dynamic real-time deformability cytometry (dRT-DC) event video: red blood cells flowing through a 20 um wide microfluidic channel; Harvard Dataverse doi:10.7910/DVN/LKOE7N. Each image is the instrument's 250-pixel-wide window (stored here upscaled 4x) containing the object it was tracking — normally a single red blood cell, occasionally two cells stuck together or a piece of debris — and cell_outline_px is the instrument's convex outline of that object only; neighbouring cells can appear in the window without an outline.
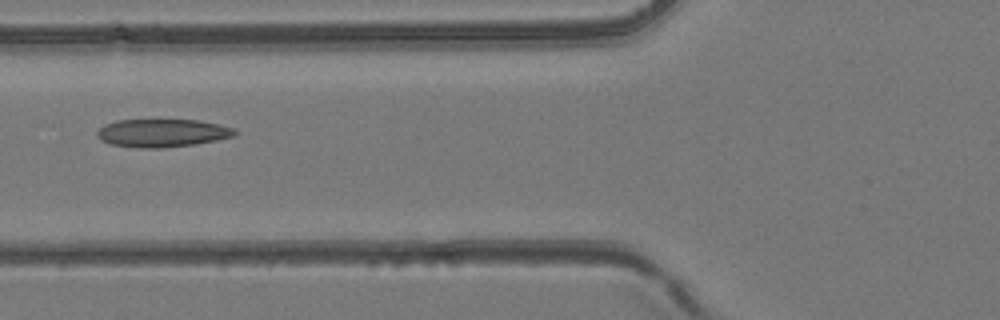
{"species": "common noctule bat (a hibernating species)", "species_latin": "Nyctalus noctula", "temperature_condition": "room temperature", "stored_images_in_passage": 5, "camera_frame_rate_fps": 3000, "um_per_image_px": 0.085, "animal": {"sex": "female", "body_mass_g": 24.6, "forearm_length_mm": 56.2}, "frame": {"image": 1, "passage_image": 5, "time_ms": 5.333, "image_size_px": [1000, 320], "cell_outline_px": [[236, 136], [196, 144], [160, 148], [140, 148], [108, 144], [100, 140], [96, 136], [96, 132], [104, 124], [116, 120], [200, 120], [220, 124], [232, 128], [236, 132]], "centroid_in_image_um": [13.76, 11.31], "position_along_channel_um": 112.0, "area_um2": 22.66}}